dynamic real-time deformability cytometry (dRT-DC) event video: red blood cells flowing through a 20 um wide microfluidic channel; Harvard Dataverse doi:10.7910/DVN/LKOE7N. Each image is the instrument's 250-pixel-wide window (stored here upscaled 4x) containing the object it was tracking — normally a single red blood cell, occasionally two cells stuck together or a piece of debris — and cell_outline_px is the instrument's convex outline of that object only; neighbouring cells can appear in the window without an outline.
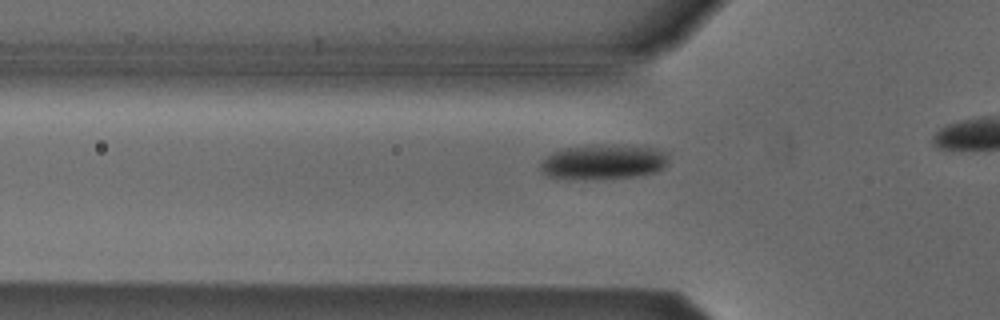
{"species": "Egyptian fruit bat (a non-hibernating species)", "species_latin": "Rousettus aegyptiacus", "temperature_condition": "cold", "stored_images_in_passage": 16, "camera_frame_rate_fps": 3000, "um_per_image_px": 0.085, "animal": {"sex": "male"}, "frame": {"image": 1, "passage_image": 10, "time_ms": 3.0, "image_size_px": [1000, 320], "cell_outline_px": [[668, 164], [656, 172], [636, 176], [584, 180], [568, 180], [548, 176], [540, 168], [540, 164], [552, 152], [564, 148], [588, 144], [592, 144], [656, 148], [668, 152]], "centroid_in_image_um": [51.28, 13.77], "position_along_channel_um": 74.5, "area_um2": 26.36}}
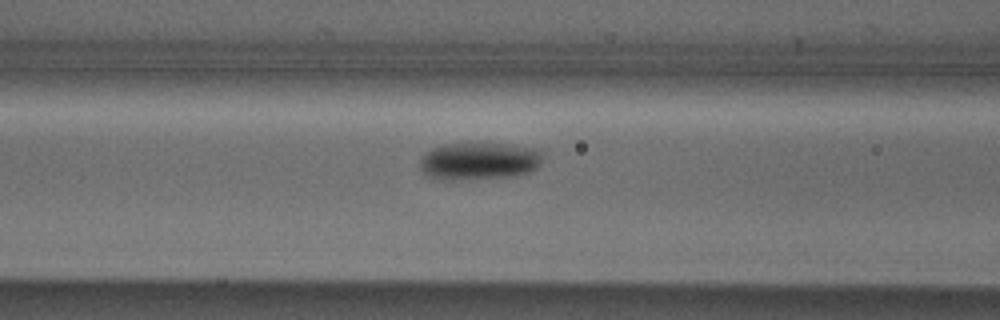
{"frame": {"image": 2, "passage_image": 14, "time_ms": 4.333, "image_size_px": [1000, 320], "cell_outline_px": [[540, 164], [536, 168], [528, 172], [512, 176], [452, 180], [440, 180], [428, 176], [420, 168], [420, 156], [424, 152], [432, 148], [444, 144], [512, 144], [540, 148]], "centroid_in_image_um": [40.69, 13.68], "position_along_channel_um": 125.9, "area_um2": 26.82}}